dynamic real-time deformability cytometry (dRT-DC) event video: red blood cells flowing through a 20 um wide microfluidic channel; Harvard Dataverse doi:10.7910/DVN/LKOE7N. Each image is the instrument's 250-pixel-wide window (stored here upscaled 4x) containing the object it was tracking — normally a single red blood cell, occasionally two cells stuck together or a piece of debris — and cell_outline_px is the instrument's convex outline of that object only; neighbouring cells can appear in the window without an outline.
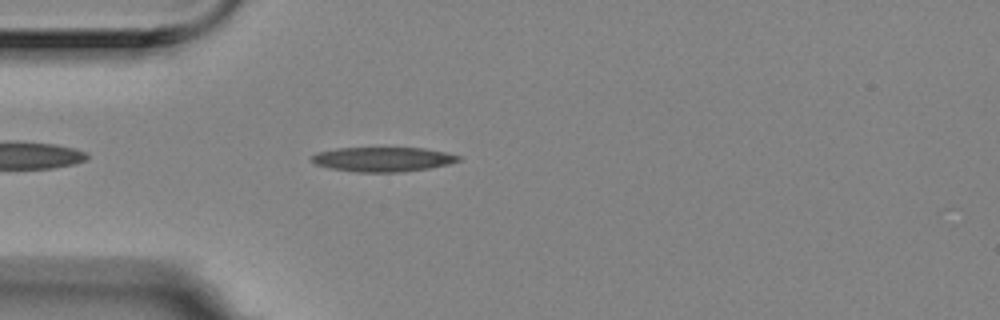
{"species": "Egyptian fruit bat (a non-hibernating species)", "species_latin": "Rousettus aegyptiacus", "temperature_condition": "room temperature", "stored_images_in_passage": 2, "camera_frame_rate_fps": 3000, "um_per_image_px": 0.085, "animal": {"sex": "female"}, "frame": {"image": 1, "passage_image": 2, "time_ms": 0.333, "image_size_px": [1000, 320], "cell_outline_px": [[460, 160], [448, 164], [428, 168], [400, 172], [356, 172], [332, 168], [316, 164], [308, 160], [316, 152], [336, 148], [424, 148], [444, 152], [460, 156]], "centroid_in_image_um": [32.5, 13.53], "position_along_channel_um": 52.5, "area_um2": 20.87}}